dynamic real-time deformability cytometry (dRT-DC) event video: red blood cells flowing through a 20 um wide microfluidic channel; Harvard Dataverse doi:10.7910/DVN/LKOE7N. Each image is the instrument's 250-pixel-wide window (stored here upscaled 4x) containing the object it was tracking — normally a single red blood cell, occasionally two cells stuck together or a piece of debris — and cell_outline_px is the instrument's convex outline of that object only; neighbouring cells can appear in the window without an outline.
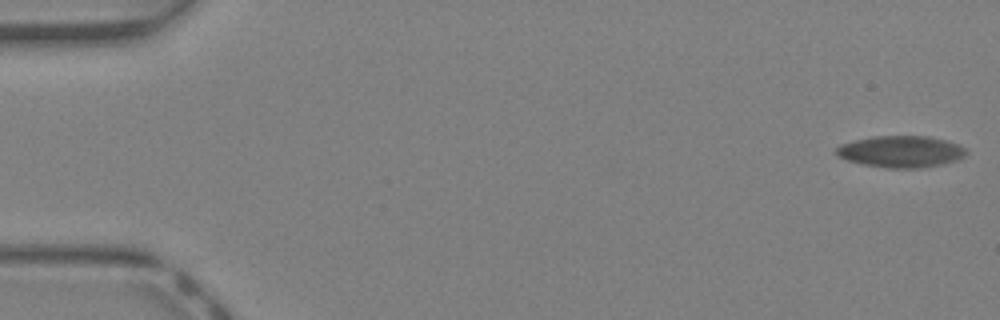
{"species": "Egyptian fruit bat (a non-hibernating species)", "species_latin": "Rousettus aegyptiacus", "temperature_condition": "warm", "stored_images_in_passage": 46, "camera_frame_rate_fps": 3000, "um_per_image_px": 0.085, "animal": {"sex": "female"}, "frame": {"image": 1, "passage_image": 1, "time_ms": 0.0, "image_size_px": [1000, 320], "cell_outline_px": [[968, 152], [964, 156], [956, 160], [940, 164], [920, 168], [888, 168], [864, 164], [848, 160], [836, 156], [836, 148], [840, 144], [852, 140], [872, 136], [928, 136], [944, 140], [956, 144], [964, 148]], "centroid_in_image_um": [76.53, 12.88], "position_along_channel_um": 8.5, "area_um2": 23.81}}
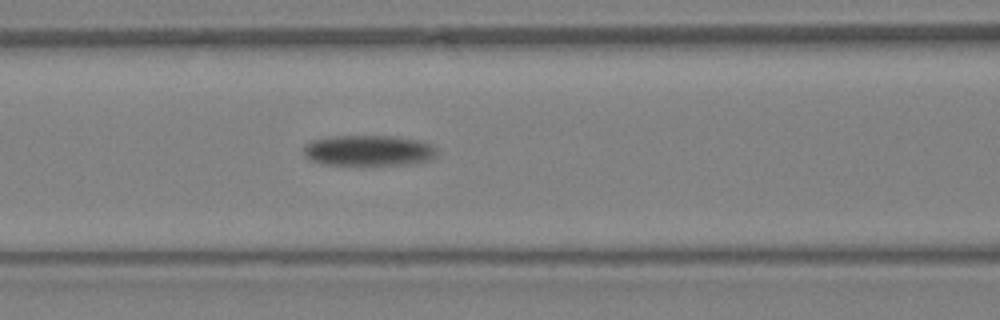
{"frame": {"image": 2, "passage_image": 20, "time_ms": 6.333, "image_size_px": [1000, 320], "cell_outline_px": [[436, 156], [432, 160], [416, 164], [328, 164], [312, 160], [304, 156], [304, 144], [312, 140], [332, 136], [392, 136], [424, 140], [436, 148]], "centroid_in_image_um": [31.39, 12.78], "position_along_channel_um": 135.2, "area_um2": 23.93}}
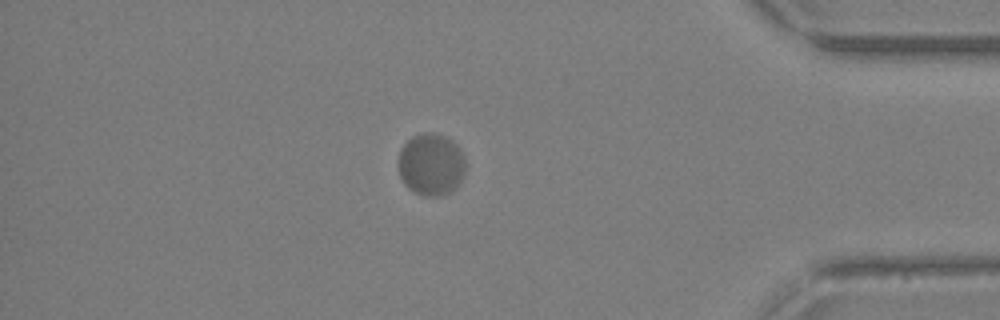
{"frame": {"image": 3, "passage_image": 40, "time_ms": 13.0, "image_size_px": [1000, 320], "cell_outline_px": [[464, 176], [460, 184], [456, 188], [444, 196], [424, 196], [412, 192], [404, 184], [400, 176], [396, 160], [400, 148], [412, 136], [424, 132], [428, 132], [444, 136], [452, 140], [460, 148], [464, 156]], "centroid_in_image_um": [36.62, 14.0], "position_along_channel_um": 398.6, "area_um2": 24.91}, "authors_computed_cell_mechanics": {"area_um2": 24.0737, "velocity_mm_per_s": 4.4858, "shape_relaxation_time_tau1_ms": 6.1611, "shape_relaxation_time_tau2_ms": null, "deformation_change_tau1": 0.1459, "deformation_change_tau2": null}}